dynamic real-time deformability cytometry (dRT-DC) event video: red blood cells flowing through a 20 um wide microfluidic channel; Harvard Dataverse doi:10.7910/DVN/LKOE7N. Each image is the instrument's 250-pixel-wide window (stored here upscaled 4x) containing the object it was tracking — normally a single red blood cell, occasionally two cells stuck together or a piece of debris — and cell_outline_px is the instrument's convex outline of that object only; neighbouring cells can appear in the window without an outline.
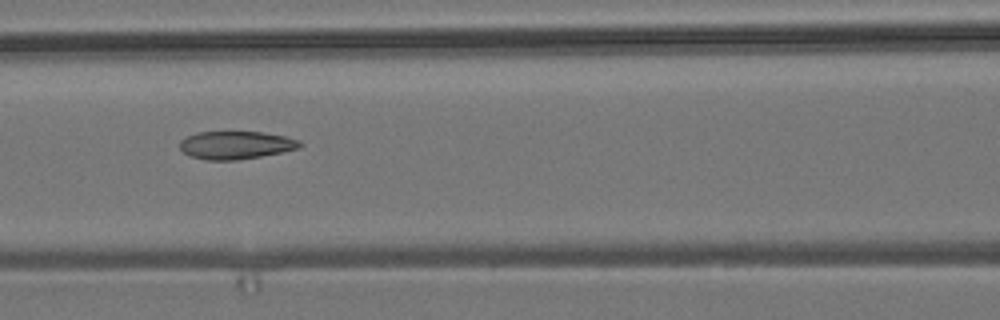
{"species": "common noctule bat (a hibernating species)", "species_latin": "Nyctalus noctula", "temperature_condition": "room temperature", "stored_images_in_passage": 8, "camera_frame_rate_fps": 3000, "um_per_image_px": 0.085, "animal": {"sex": "male", "body_mass_g": 19.2, "forearm_length_mm": 51.8}, "frame": {"image": 1, "passage_image": 7, "time_ms": 6.667, "image_size_px": [1000, 320], "cell_outline_px": [[304, 144], [300, 148], [260, 156], [236, 160], [204, 160], [192, 156], [184, 152], [180, 148], [180, 140], [196, 132], [264, 132], [284, 136], [300, 140]], "centroid_in_image_um": [20.06, 12.33], "position_along_channel_um": 146.5, "area_um2": 19.48}}
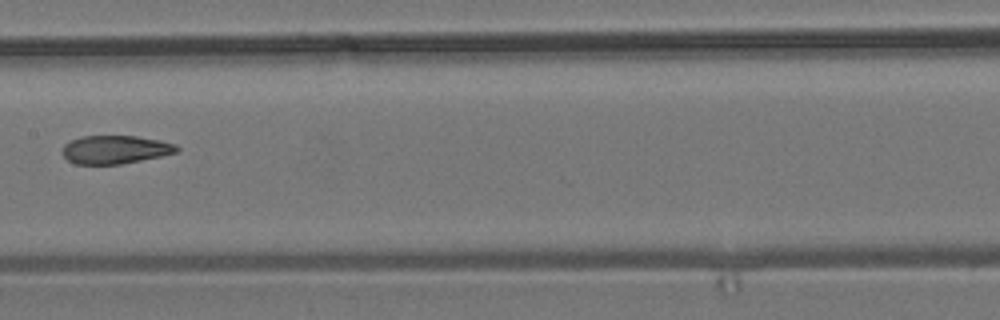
{"frame": {"image": 2, "passage_image": 8, "time_ms": 8.0, "image_size_px": [1000, 320], "cell_outline_px": [[180, 148], [176, 152], [160, 156], [120, 164], [76, 164], [68, 160], [60, 152], [64, 144], [80, 136], [136, 136], [160, 140], [176, 144]], "centroid_in_image_um": [9.76, 12.71], "position_along_channel_um": 197.6, "area_um2": 18.84}}